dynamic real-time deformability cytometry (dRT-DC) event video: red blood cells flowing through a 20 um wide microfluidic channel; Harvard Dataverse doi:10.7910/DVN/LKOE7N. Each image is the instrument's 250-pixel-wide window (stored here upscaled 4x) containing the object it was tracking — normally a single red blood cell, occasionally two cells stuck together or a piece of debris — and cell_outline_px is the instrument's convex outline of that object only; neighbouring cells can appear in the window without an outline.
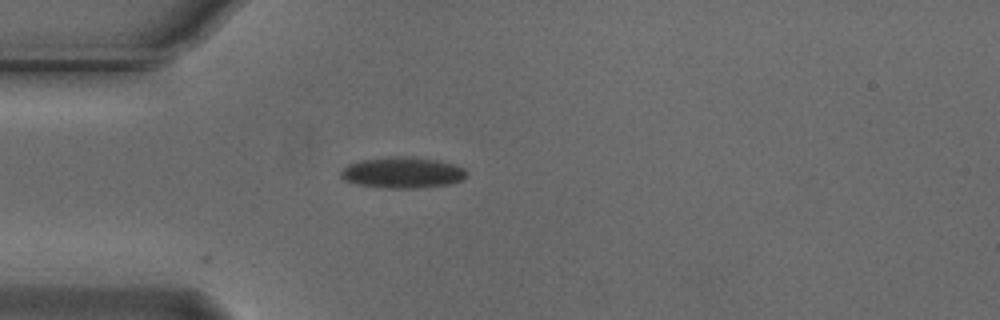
{"species": "Egyptian fruit bat (a non-hibernating species)", "species_latin": "Rousettus aegyptiacus", "temperature_condition": "cold", "stored_images_in_passage": 4, "camera_frame_rate_fps": 3000, "um_per_image_px": 0.085, "animal": {"sex": "male"}, "frame": {"image": 1, "passage_image": 1, "time_ms": 0.0, "image_size_px": [1000, 320], "cell_outline_px": [[468, 176], [460, 180], [448, 184], [420, 188], [384, 188], [356, 184], [344, 180], [340, 176], [340, 172], [348, 164], [360, 160], [388, 156], [412, 156], [440, 160], [456, 164], [464, 168], [468, 172]], "centroid_in_image_um": [34.23, 14.65], "position_along_channel_um": 50.8, "area_um2": 23.18}}